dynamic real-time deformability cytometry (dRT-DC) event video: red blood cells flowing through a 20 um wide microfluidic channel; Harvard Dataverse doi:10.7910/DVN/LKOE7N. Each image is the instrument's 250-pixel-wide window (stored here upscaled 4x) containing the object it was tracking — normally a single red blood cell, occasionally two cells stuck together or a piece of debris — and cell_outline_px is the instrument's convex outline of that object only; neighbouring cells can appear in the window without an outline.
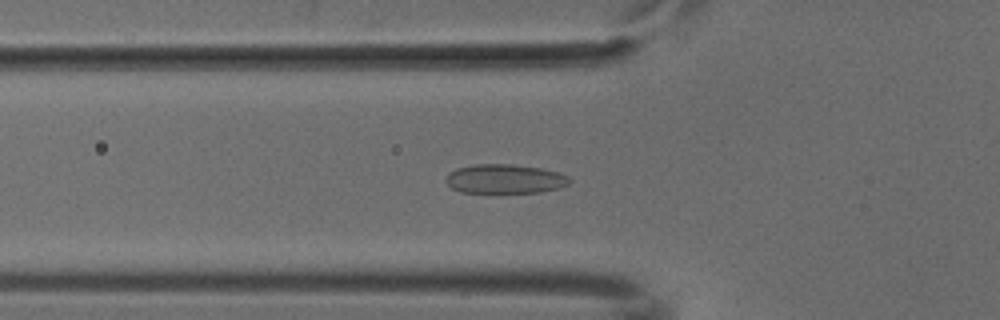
{"species": "common noctule bat (a hibernating species)", "species_latin": "Nyctalus noctula", "temperature_condition": "cold", "stored_images_in_passage": 41, "camera_frame_rate_fps": 3000, "um_per_image_px": 0.085, "animal": {"sex": "male", "body_mass_g": 18.8}, "frame": {"image": 1, "passage_image": 18, "time_ms": 5.667, "image_size_px": [1000, 320], "cell_outline_px": [[572, 180], [568, 184], [560, 188], [540, 192], [460, 192], [452, 188], [444, 180], [448, 172], [456, 168], [476, 164], [512, 164], [540, 168], [556, 172], [568, 176]], "centroid_in_image_um": [42.89, 15.2], "position_along_channel_um": 82.9, "area_um2": 21.04}}
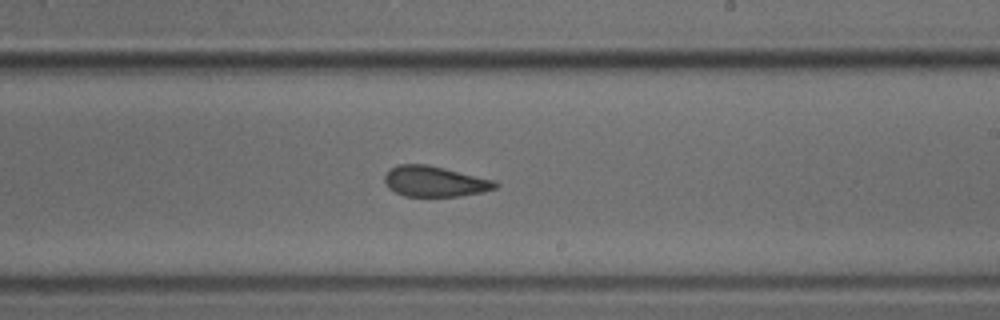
{"frame": {"image": 2, "passage_image": 31, "time_ms": 10.0, "image_size_px": [1000, 320], "cell_outline_px": [[500, 184], [496, 188], [480, 192], [460, 196], [404, 196], [388, 188], [384, 184], [384, 176], [392, 168], [400, 164], [428, 164], [496, 180]], "centroid_in_image_um": [36.97, 15.42], "position_along_channel_um": 252.0, "area_um2": 19.77}}
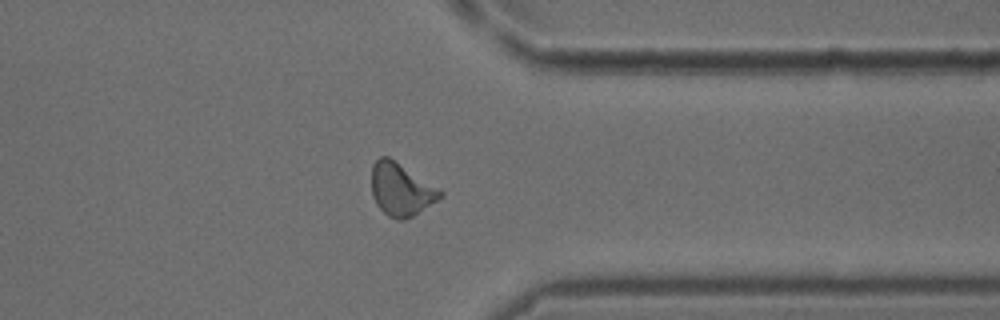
{"frame": {"image": 3, "passage_image": 41, "time_ms": 13.333, "image_size_px": [1000, 320], "cell_outline_px": [[444, 196], [412, 216], [404, 220], [396, 220], [388, 216], [376, 204], [372, 196], [372, 164], [380, 156], [388, 156], [444, 192]], "centroid_in_image_um": [34.07, 16.11], "position_along_channel_um": 377.3, "area_um2": 20.87}}